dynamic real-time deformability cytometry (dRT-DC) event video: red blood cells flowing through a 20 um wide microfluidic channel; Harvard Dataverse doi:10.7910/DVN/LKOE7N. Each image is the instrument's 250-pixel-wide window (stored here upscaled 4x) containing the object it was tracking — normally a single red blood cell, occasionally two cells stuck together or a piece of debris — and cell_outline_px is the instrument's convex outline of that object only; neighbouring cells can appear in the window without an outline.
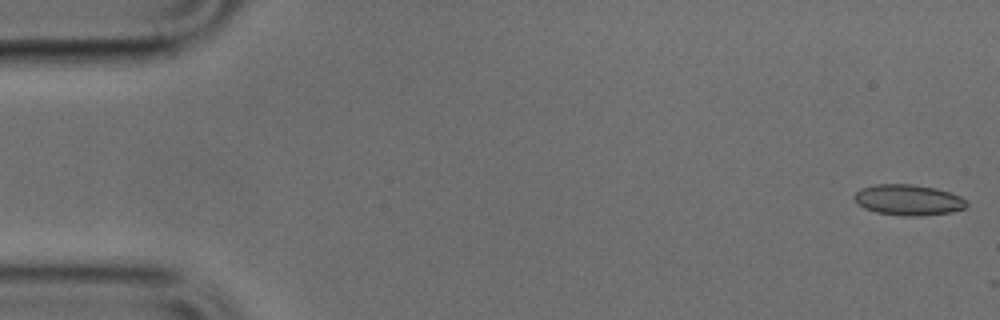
{"species": "common noctule bat (a hibernating species)", "species_latin": "Nyctalus noctula", "temperature_condition": "cold", "stored_images_in_passage": 9, "camera_frame_rate_fps": 3000, "um_per_image_px": 0.085, "animal": {"sex": "male", "body_mass_g": 17.9, "forearm_length_mm": 54.2}, "frame": {"image": 1, "passage_image": 1, "time_ms": 0.0, "image_size_px": [1000, 320], "cell_outline_px": [[968, 204], [964, 208], [952, 212], [920, 216], [904, 216], [876, 212], [864, 208], [852, 196], [860, 188], [876, 184], [912, 184], [936, 188], [960, 196]], "centroid_in_image_um": [77.19, 16.99], "position_along_channel_um": 7.8, "area_um2": 20.06}}